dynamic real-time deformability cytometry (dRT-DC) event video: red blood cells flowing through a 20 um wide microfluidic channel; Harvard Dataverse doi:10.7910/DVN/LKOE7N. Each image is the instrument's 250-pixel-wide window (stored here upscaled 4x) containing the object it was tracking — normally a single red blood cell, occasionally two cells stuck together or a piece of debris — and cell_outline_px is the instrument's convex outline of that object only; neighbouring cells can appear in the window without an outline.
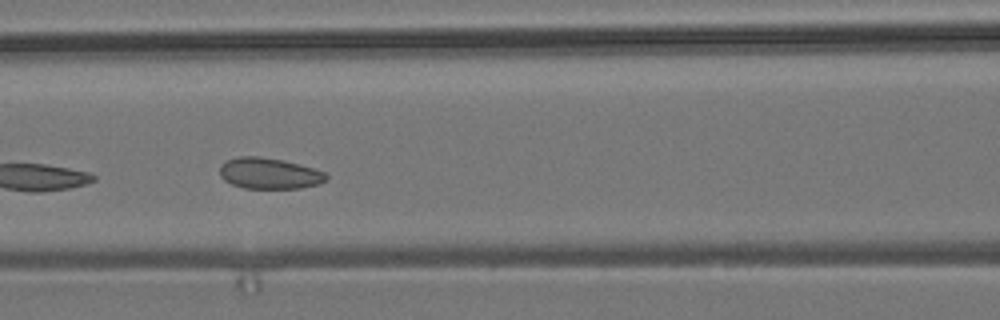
{"species": "common noctule bat (a hibernating species)", "species_latin": "Nyctalus noctula", "temperature_condition": "room temperature", "stored_images_in_passage": 7, "camera_frame_rate_fps": 3000, "um_per_image_px": 0.085, "animal": {"sex": "male", "body_mass_g": 19.2, "forearm_length_mm": 51.8}, "frame": {"image": 1, "passage_image": 5, "time_ms": 4.667, "image_size_px": [1000, 320], "cell_outline_px": [[328, 180], [316, 184], [300, 188], [244, 188], [232, 184], [224, 180], [220, 176], [220, 164], [228, 160], [240, 156], [260, 156], [284, 160], [312, 168], [324, 172], [328, 176]], "centroid_in_image_um": [22.87, 14.73], "position_along_channel_um": 143.7, "area_um2": 19.19}}
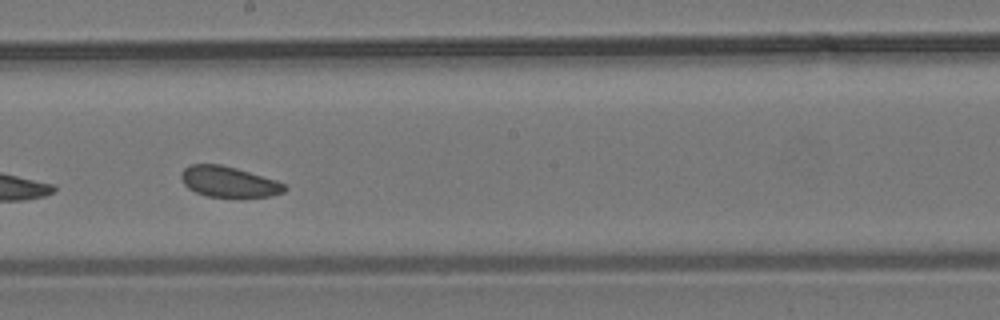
{"frame": {"image": 2, "passage_image": 7, "time_ms": 7.0, "image_size_px": [1000, 320], "cell_outline_px": [[288, 188], [284, 192], [272, 196], [240, 200], [208, 196], [196, 192], [188, 188], [184, 184], [180, 176], [180, 172], [188, 164], [220, 164], [236, 168], [276, 180], [288, 184]], "centroid_in_image_um": [19.49, 15.5], "position_along_channel_um": 228.7, "area_um2": 19.36}}